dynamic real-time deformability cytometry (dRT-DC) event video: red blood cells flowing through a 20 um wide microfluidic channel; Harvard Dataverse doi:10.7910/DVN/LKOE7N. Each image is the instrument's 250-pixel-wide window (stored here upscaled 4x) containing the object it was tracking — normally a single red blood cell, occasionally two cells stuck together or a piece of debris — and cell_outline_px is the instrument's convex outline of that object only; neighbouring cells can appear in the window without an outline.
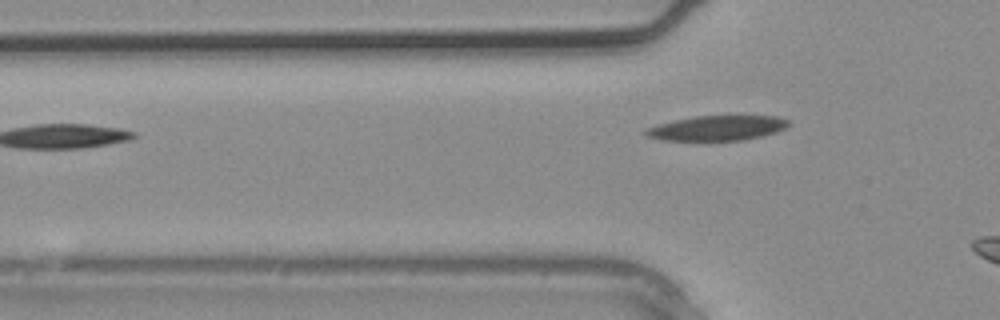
{"species": "common noctule bat (a hibernating species)", "species_latin": "Nyctalus noctula", "temperature_condition": "warm", "stored_images_in_passage": 3, "camera_frame_rate_fps": 3000, "um_per_image_px": 0.085, "animal": {"sex": "male", "body_mass_g": 20.4}, "frame": {"image": 1, "passage_image": 3, "time_ms": 0.667, "image_size_px": [1000, 320], "cell_outline_px": [[788, 124], [784, 128], [776, 132], [744, 140], [664, 140], [648, 136], [644, 132], [644, 128], [676, 120], [696, 116], [776, 116], [788, 120]], "centroid_in_image_um": [60.95, 10.88], "position_along_channel_um": 64.8, "area_um2": 20.35}}